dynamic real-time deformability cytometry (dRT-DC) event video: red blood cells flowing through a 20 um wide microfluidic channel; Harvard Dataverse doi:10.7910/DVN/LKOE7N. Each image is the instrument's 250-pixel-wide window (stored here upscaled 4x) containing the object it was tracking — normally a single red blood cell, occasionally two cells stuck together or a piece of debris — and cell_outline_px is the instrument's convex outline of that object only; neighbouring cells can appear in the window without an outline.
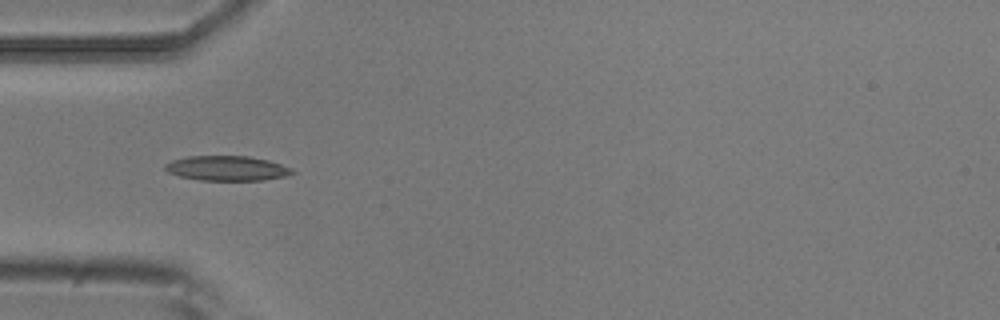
{"species": "common noctule bat (a hibernating species)", "species_latin": "Nyctalus noctula", "temperature_condition": "room temperature", "stored_images_in_passage": 11, "camera_frame_rate_fps": 3000, "um_per_image_px": 0.085, "animal": {"sex": "male", "body_mass_g": 20.5, "forearm_length_mm": 52.5}, "frame": {"image": 1, "passage_image": 5, "time_ms": 1.333, "image_size_px": [1000, 320], "cell_outline_px": [[296, 172], [284, 176], [264, 180], [200, 180], [180, 176], [168, 172], [164, 168], [164, 164], [172, 160], [188, 156], [248, 156], [268, 160], [292, 168]], "centroid_in_image_um": [19.28, 14.3], "position_along_channel_um": 65.7, "area_um2": 18.32}}
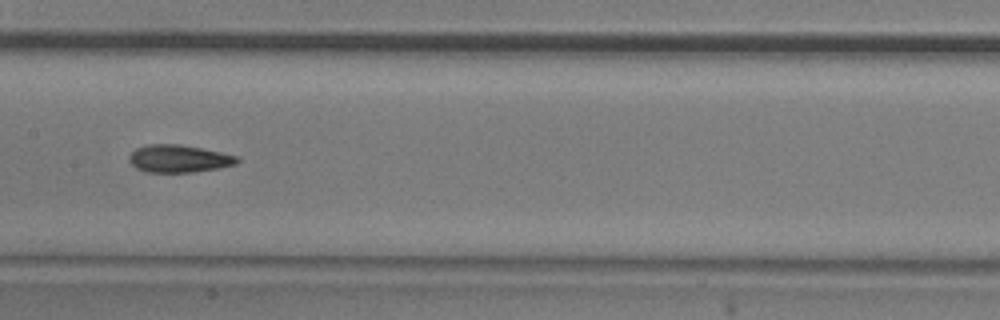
{"frame": {"image": 2, "passage_image": 8, "time_ms": 2.333, "image_size_px": [1000, 320], "cell_outline_px": [[240, 160], [236, 164], [220, 168], [192, 172], [144, 172], [136, 168], [128, 160], [128, 156], [136, 148], [148, 144], [180, 144], [240, 156]], "centroid_in_image_um": [15.2, 13.49], "position_along_channel_um": 192.2, "area_um2": 17.46}}
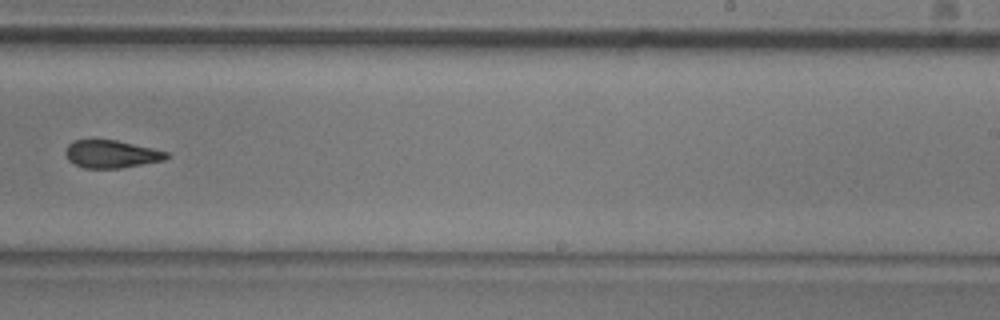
{"frame": {"image": 3, "passage_image": 10, "time_ms": 3.0, "image_size_px": [1000, 320], "cell_outline_px": [[168, 156], [164, 160], [120, 168], [84, 168], [68, 160], [64, 152], [68, 144], [72, 140], [116, 140], [152, 148], [168, 152]], "centroid_in_image_um": [9.43, 13.09], "position_along_channel_um": 279.6, "area_um2": 16.18}}